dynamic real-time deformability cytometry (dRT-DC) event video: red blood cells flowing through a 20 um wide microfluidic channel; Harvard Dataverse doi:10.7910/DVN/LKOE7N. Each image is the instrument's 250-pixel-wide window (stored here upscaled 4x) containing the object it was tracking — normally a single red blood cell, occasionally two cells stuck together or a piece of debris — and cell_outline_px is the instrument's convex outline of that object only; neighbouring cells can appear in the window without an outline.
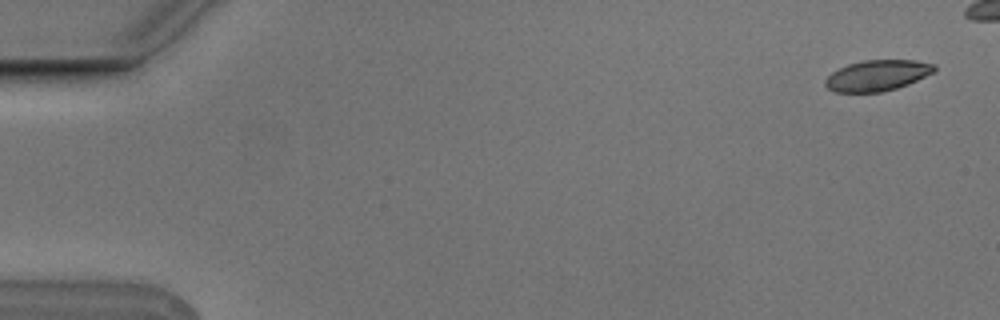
{"species": "Egyptian fruit bat (a non-hibernating species)", "species_latin": "Rousettus aegyptiacus", "temperature_condition": "cold", "stored_images_in_passage": 6, "camera_frame_rate_fps": 3000, "um_per_image_px": 0.085, "animal": {"sex": "male"}, "frame": {"image": 1, "passage_image": 1, "time_ms": 0.0, "image_size_px": [1000, 320], "cell_outline_px": [[936, 72], [908, 84], [896, 88], [880, 92], [836, 92], [828, 88], [824, 84], [824, 80], [832, 72], [848, 64], [864, 60], [916, 60], [936, 64]], "centroid_in_image_um": [74.6, 6.41], "position_along_channel_um": 10.4, "area_um2": 19.65}}